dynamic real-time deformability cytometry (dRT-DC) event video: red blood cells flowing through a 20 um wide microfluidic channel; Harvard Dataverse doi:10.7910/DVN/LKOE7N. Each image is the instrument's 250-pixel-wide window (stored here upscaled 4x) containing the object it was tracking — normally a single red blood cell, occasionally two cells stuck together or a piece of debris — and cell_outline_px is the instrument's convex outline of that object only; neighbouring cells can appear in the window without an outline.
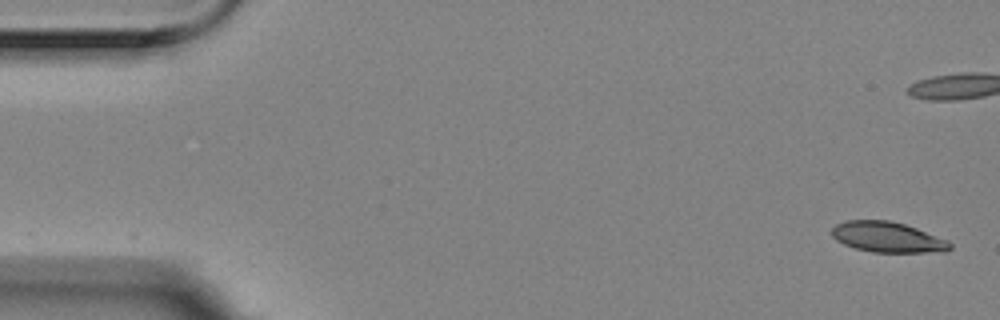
{"species": "Egyptian fruit bat (a non-hibernating species)", "species_latin": "Rousettus aegyptiacus", "temperature_condition": "room temperature", "stored_images_in_passage": 6, "camera_frame_rate_fps": 3000, "um_per_image_px": 0.085, "animal": {"sex": "female"}, "frame": {"image": 1, "passage_image": 1, "time_ms": 0.0, "image_size_px": [1000, 320], "cell_outline_px": [[952, 248], [944, 252], [872, 252], [856, 248], [844, 244], [836, 240], [832, 236], [832, 228], [836, 224], [848, 220], [888, 220], [904, 224], [916, 228], [948, 240], [952, 244]], "centroid_in_image_um": [75.46, 20.16], "position_along_channel_um": 9.5, "area_um2": 20.92}}
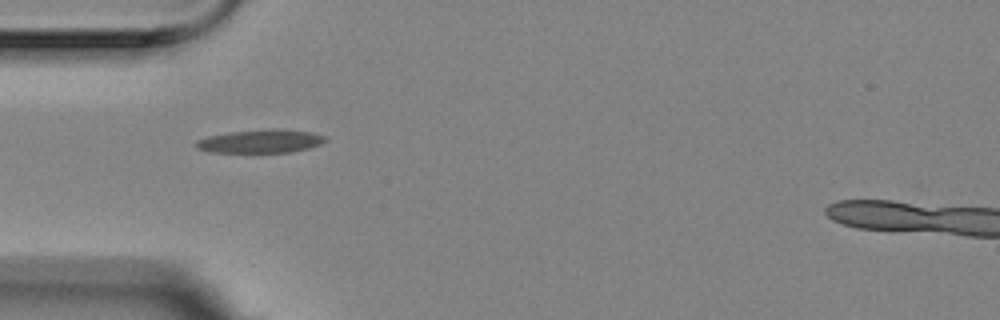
{"frame": {"image": 2, "passage_image": 5, "time_ms": 1.333, "image_size_px": [1000, 320], "cell_outline_px": [[328, 140], [320, 144], [308, 148], [292, 152], [212, 152], [196, 148], [196, 140], [208, 136], [232, 132], [276, 128], [312, 132], [328, 136]], "centroid_in_image_um": [22.21, 12.0], "position_along_channel_um": 62.8, "area_um2": 17.57}}
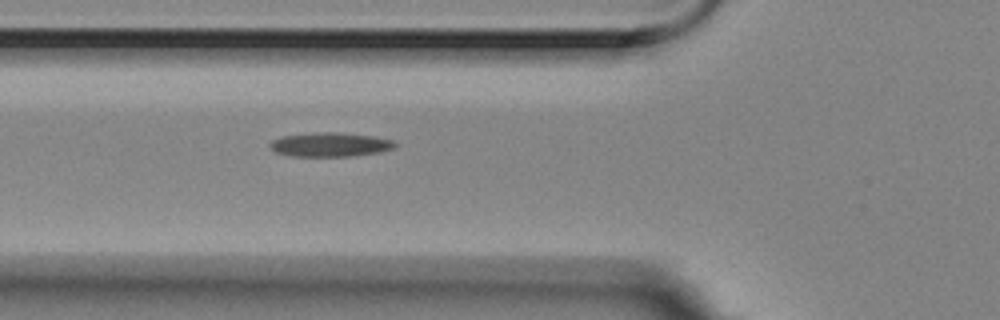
{"frame": {"image": 3, "passage_image": 6, "time_ms": 1.667, "image_size_px": [1000, 320], "cell_outline_px": [[396, 148], [380, 152], [352, 156], [292, 156], [276, 152], [272, 148], [272, 140], [284, 136], [316, 132], [340, 132], [372, 136], [392, 140], [396, 144]], "centroid_in_image_um": [28.12, 12.29], "position_along_channel_um": 97.7, "area_um2": 17.4}}